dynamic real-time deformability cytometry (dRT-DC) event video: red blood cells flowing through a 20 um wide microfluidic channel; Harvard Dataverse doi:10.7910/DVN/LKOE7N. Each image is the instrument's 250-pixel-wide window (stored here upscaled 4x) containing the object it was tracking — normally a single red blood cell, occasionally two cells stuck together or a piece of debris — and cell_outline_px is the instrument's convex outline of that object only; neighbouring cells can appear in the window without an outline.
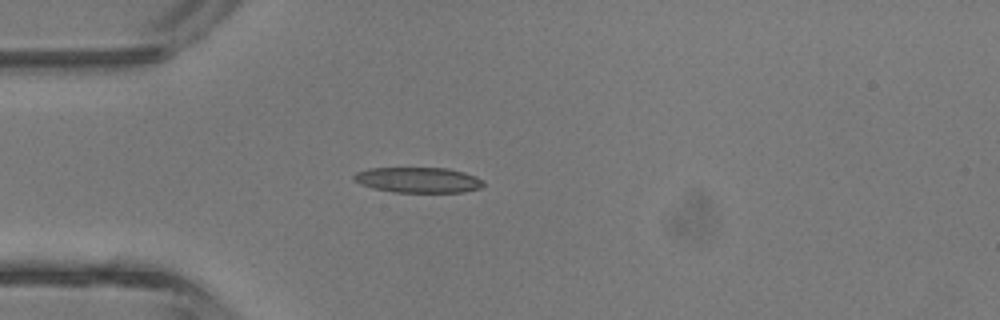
{"species": "common noctule bat (a hibernating species)", "species_latin": "Nyctalus noctula", "temperature_condition": "room temperature", "stored_images_in_passage": 3, "camera_frame_rate_fps": 3000, "um_per_image_px": 0.085, "animal": {"sex": "male", "body_mass_g": 13.3}, "frame": {"image": 1, "passage_image": 3, "time_ms": 3.333, "image_size_px": [1000, 320], "cell_outline_px": [[484, 184], [480, 188], [464, 192], [392, 192], [372, 188], [360, 184], [352, 180], [352, 176], [356, 172], [368, 168], [448, 168], [464, 172], [476, 176], [484, 180]], "centroid_in_image_um": [35.53, 15.29], "position_along_channel_um": 49.5, "area_um2": 19.42}}